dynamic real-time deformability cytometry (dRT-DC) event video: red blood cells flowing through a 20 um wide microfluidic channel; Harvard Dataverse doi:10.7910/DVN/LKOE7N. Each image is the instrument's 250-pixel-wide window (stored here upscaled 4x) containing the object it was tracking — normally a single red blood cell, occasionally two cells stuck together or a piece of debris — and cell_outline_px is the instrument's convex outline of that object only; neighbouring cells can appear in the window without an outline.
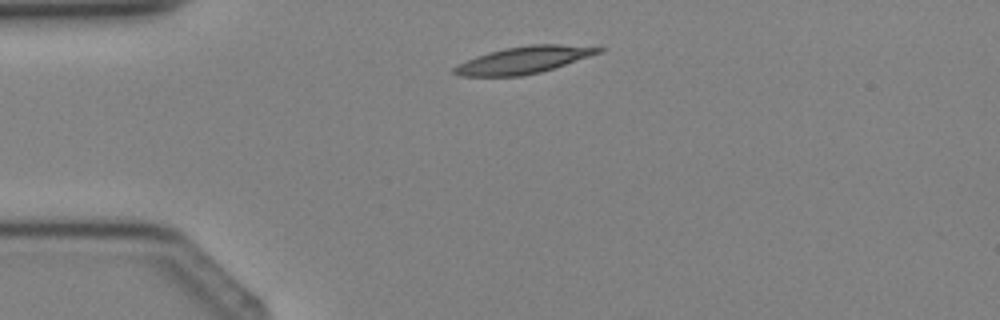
{"species": "Egyptian fruit bat (a non-hibernating species)", "species_latin": "Rousettus aegyptiacus", "temperature_condition": "cold", "stored_images_in_passage": 2, "camera_frame_rate_fps": 3000, "um_per_image_px": 0.085, "animal": {"sex": "female"}, "frame": {"image": 1, "passage_image": 1, "time_ms": 0.0, "image_size_px": [1000, 320], "cell_outline_px": [[604, 52], [540, 72], [520, 76], [460, 76], [452, 72], [452, 68], [476, 56], [488, 52], [504, 48], [528, 44], [560, 44], [604, 48]], "centroid_in_image_um": [44.53, 5.09], "position_along_channel_um": 40.5, "area_um2": 22.6}}